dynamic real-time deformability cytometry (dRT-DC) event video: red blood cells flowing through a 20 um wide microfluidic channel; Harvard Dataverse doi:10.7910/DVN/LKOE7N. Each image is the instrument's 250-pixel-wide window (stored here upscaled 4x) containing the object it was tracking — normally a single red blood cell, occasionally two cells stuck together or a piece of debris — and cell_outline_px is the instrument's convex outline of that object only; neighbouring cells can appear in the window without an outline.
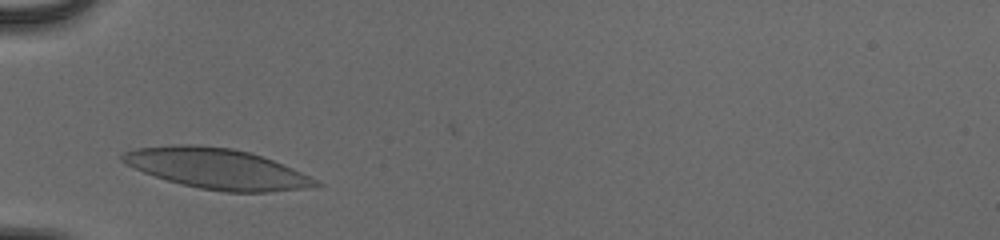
{"species": "human", "species_latin": "Homo sapiens", "temperature_condition": "cold", "stored_images_in_passage": 27, "camera_frame_rate_fps": 3000, "um_per_image_px": 0.085, "donor": {"sex": "male"}, "frame": {"image": 1, "passage_image": 1, "time_ms": 0.0, "image_size_px": [1000, 240], "cell_outline_px": [[324, 184], [304, 188], [268, 192], [224, 192], [200, 188], [168, 180], [144, 172], [120, 160], [120, 156], [124, 152], [136, 148], [172, 144], [196, 144], [232, 148], [248, 152], [272, 160], [292, 168]], "centroid_in_image_um": [18.41, 14.32], "position_along_channel_um": 66.6, "area_um2": 44.97}}
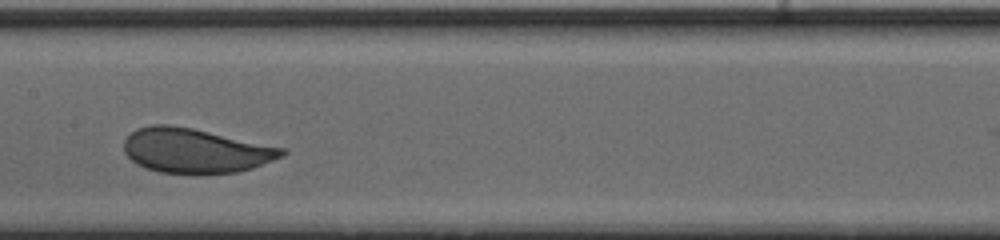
{"frame": {"image": 2, "passage_image": 11, "time_ms": 3.333, "image_size_px": [1000, 240], "cell_outline_px": [[288, 152], [284, 156], [252, 168], [236, 172], [196, 176], [160, 172], [144, 168], [136, 164], [124, 152], [124, 140], [136, 128], [152, 124], [168, 124], [192, 128], [288, 148]], "centroid_in_image_um": [16.63, 12.83], "position_along_channel_um": 190.8, "area_um2": 41.96}}
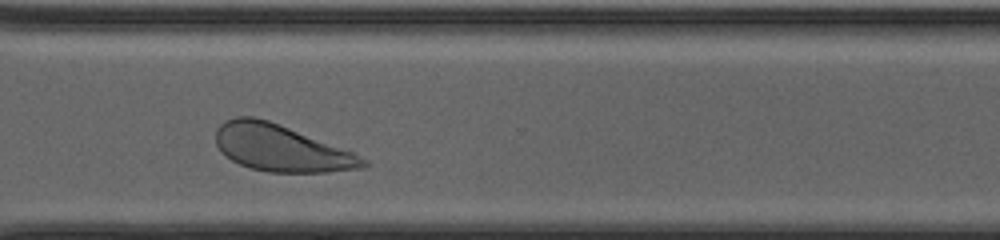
{"frame": {"image": 3, "passage_image": 23, "time_ms": 7.333, "image_size_px": [1000, 240], "cell_outline_px": [[368, 164], [364, 168], [328, 172], [268, 172], [252, 168], [240, 164], [224, 156], [220, 152], [216, 144], [216, 128], [224, 120], [236, 116], [252, 116], [268, 120], [352, 152], [368, 160]], "centroid_in_image_um": [23.84, 12.59], "position_along_channel_um": 346.8, "area_um2": 39.82}, "authors_computed_cell_mechanics": {"area_um2": 41.038, "velocity_mm_per_s": 3.8934, "shape_relaxation_time_tau1_ms": 3.1273, "shape_relaxation_time_tau2_ms": null, "deformation_change_tau1": 0.1336, "deformation_change_tau2": null}}